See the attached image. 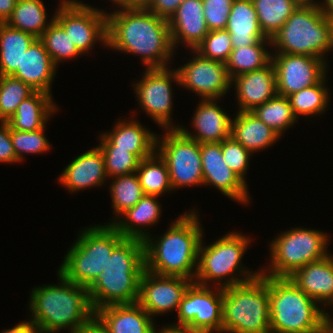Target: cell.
<instances>
[{"label":"cell","instance_id":"obj_16","mask_svg":"<svg viewBox=\"0 0 333 333\" xmlns=\"http://www.w3.org/2000/svg\"><path fill=\"white\" fill-rule=\"evenodd\" d=\"M277 94L288 97L319 83L328 74V62L309 55L272 53Z\"/></svg>","mask_w":333,"mask_h":333},{"label":"cell","instance_id":"obj_2","mask_svg":"<svg viewBox=\"0 0 333 333\" xmlns=\"http://www.w3.org/2000/svg\"><path fill=\"white\" fill-rule=\"evenodd\" d=\"M57 277L58 284H42L30 291L29 320L39 333H76L95 319L89 289L68 281L58 271Z\"/></svg>","mask_w":333,"mask_h":333},{"label":"cell","instance_id":"obj_38","mask_svg":"<svg viewBox=\"0 0 333 333\" xmlns=\"http://www.w3.org/2000/svg\"><path fill=\"white\" fill-rule=\"evenodd\" d=\"M251 112L281 137L288 128L298 122L288 97L279 94L255 107Z\"/></svg>","mask_w":333,"mask_h":333},{"label":"cell","instance_id":"obj_51","mask_svg":"<svg viewBox=\"0 0 333 333\" xmlns=\"http://www.w3.org/2000/svg\"><path fill=\"white\" fill-rule=\"evenodd\" d=\"M150 0H112V6L119 7H146ZM114 4V5H113Z\"/></svg>","mask_w":333,"mask_h":333},{"label":"cell","instance_id":"obj_8","mask_svg":"<svg viewBox=\"0 0 333 333\" xmlns=\"http://www.w3.org/2000/svg\"><path fill=\"white\" fill-rule=\"evenodd\" d=\"M222 333H271L268 276L223 289Z\"/></svg>","mask_w":333,"mask_h":333},{"label":"cell","instance_id":"obj_54","mask_svg":"<svg viewBox=\"0 0 333 333\" xmlns=\"http://www.w3.org/2000/svg\"><path fill=\"white\" fill-rule=\"evenodd\" d=\"M299 6H313L318 3L317 0H292Z\"/></svg>","mask_w":333,"mask_h":333},{"label":"cell","instance_id":"obj_36","mask_svg":"<svg viewBox=\"0 0 333 333\" xmlns=\"http://www.w3.org/2000/svg\"><path fill=\"white\" fill-rule=\"evenodd\" d=\"M109 192L111 195V206L113 208L112 219L104 224H113L124 212L134 207L137 202L145 195L140 185L136 172L115 176L109 179Z\"/></svg>","mask_w":333,"mask_h":333},{"label":"cell","instance_id":"obj_4","mask_svg":"<svg viewBox=\"0 0 333 333\" xmlns=\"http://www.w3.org/2000/svg\"><path fill=\"white\" fill-rule=\"evenodd\" d=\"M144 269L143 240L124 238L113 249L103 271L88 286L94 310L109 305L136 303Z\"/></svg>","mask_w":333,"mask_h":333},{"label":"cell","instance_id":"obj_14","mask_svg":"<svg viewBox=\"0 0 333 333\" xmlns=\"http://www.w3.org/2000/svg\"><path fill=\"white\" fill-rule=\"evenodd\" d=\"M58 5L55 20L82 55L90 53L97 42L107 47V12L104 9L79 0H60Z\"/></svg>","mask_w":333,"mask_h":333},{"label":"cell","instance_id":"obj_20","mask_svg":"<svg viewBox=\"0 0 333 333\" xmlns=\"http://www.w3.org/2000/svg\"><path fill=\"white\" fill-rule=\"evenodd\" d=\"M218 103L219 99H200L191 119L194 131L190 132L185 126L179 124L178 129L200 144L222 142L229 138L232 117Z\"/></svg>","mask_w":333,"mask_h":333},{"label":"cell","instance_id":"obj_32","mask_svg":"<svg viewBox=\"0 0 333 333\" xmlns=\"http://www.w3.org/2000/svg\"><path fill=\"white\" fill-rule=\"evenodd\" d=\"M47 15L43 0H17L6 24L40 38L55 19L53 15L48 20Z\"/></svg>","mask_w":333,"mask_h":333},{"label":"cell","instance_id":"obj_49","mask_svg":"<svg viewBox=\"0 0 333 333\" xmlns=\"http://www.w3.org/2000/svg\"><path fill=\"white\" fill-rule=\"evenodd\" d=\"M17 0H0V23H6L10 18Z\"/></svg>","mask_w":333,"mask_h":333},{"label":"cell","instance_id":"obj_19","mask_svg":"<svg viewBox=\"0 0 333 333\" xmlns=\"http://www.w3.org/2000/svg\"><path fill=\"white\" fill-rule=\"evenodd\" d=\"M57 183L70 193L100 187L107 183L108 176L101 149L96 146L81 153L63 169Z\"/></svg>","mask_w":333,"mask_h":333},{"label":"cell","instance_id":"obj_48","mask_svg":"<svg viewBox=\"0 0 333 333\" xmlns=\"http://www.w3.org/2000/svg\"><path fill=\"white\" fill-rule=\"evenodd\" d=\"M1 333H39V331L30 320H24L12 328L2 330Z\"/></svg>","mask_w":333,"mask_h":333},{"label":"cell","instance_id":"obj_22","mask_svg":"<svg viewBox=\"0 0 333 333\" xmlns=\"http://www.w3.org/2000/svg\"><path fill=\"white\" fill-rule=\"evenodd\" d=\"M203 9L202 0H183L168 20L175 51L180 44L194 50L208 34Z\"/></svg>","mask_w":333,"mask_h":333},{"label":"cell","instance_id":"obj_17","mask_svg":"<svg viewBox=\"0 0 333 333\" xmlns=\"http://www.w3.org/2000/svg\"><path fill=\"white\" fill-rule=\"evenodd\" d=\"M193 282L186 277L158 275L144 269L137 303L153 319L171 311L177 314L180 302Z\"/></svg>","mask_w":333,"mask_h":333},{"label":"cell","instance_id":"obj_30","mask_svg":"<svg viewBox=\"0 0 333 333\" xmlns=\"http://www.w3.org/2000/svg\"><path fill=\"white\" fill-rule=\"evenodd\" d=\"M55 103L53 95L35 91L19 104L15 114L6 122L10 129L20 131H35L44 128L51 116H55L59 110Z\"/></svg>","mask_w":333,"mask_h":333},{"label":"cell","instance_id":"obj_46","mask_svg":"<svg viewBox=\"0 0 333 333\" xmlns=\"http://www.w3.org/2000/svg\"><path fill=\"white\" fill-rule=\"evenodd\" d=\"M0 163H21L15 154L10 137V126L7 122L0 121Z\"/></svg>","mask_w":333,"mask_h":333},{"label":"cell","instance_id":"obj_45","mask_svg":"<svg viewBox=\"0 0 333 333\" xmlns=\"http://www.w3.org/2000/svg\"><path fill=\"white\" fill-rule=\"evenodd\" d=\"M234 0H202L203 14L209 31L226 29Z\"/></svg>","mask_w":333,"mask_h":333},{"label":"cell","instance_id":"obj_47","mask_svg":"<svg viewBox=\"0 0 333 333\" xmlns=\"http://www.w3.org/2000/svg\"><path fill=\"white\" fill-rule=\"evenodd\" d=\"M183 0H150L146 9L155 15L169 20Z\"/></svg>","mask_w":333,"mask_h":333},{"label":"cell","instance_id":"obj_7","mask_svg":"<svg viewBox=\"0 0 333 333\" xmlns=\"http://www.w3.org/2000/svg\"><path fill=\"white\" fill-rule=\"evenodd\" d=\"M58 267L68 281L88 287L105 268L113 249L124 239L112 224L81 229Z\"/></svg>","mask_w":333,"mask_h":333},{"label":"cell","instance_id":"obj_35","mask_svg":"<svg viewBox=\"0 0 333 333\" xmlns=\"http://www.w3.org/2000/svg\"><path fill=\"white\" fill-rule=\"evenodd\" d=\"M327 75L317 84L304 88L288 96L293 113L299 117L320 116L328 111L330 103L329 87H327Z\"/></svg>","mask_w":333,"mask_h":333},{"label":"cell","instance_id":"obj_13","mask_svg":"<svg viewBox=\"0 0 333 333\" xmlns=\"http://www.w3.org/2000/svg\"><path fill=\"white\" fill-rule=\"evenodd\" d=\"M152 68L143 70L140 80L133 82V91L138 106L161 129H178L174 124L173 84L180 87L179 74L176 68ZM172 111V112H171Z\"/></svg>","mask_w":333,"mask_h":333},{"label":"cell","instance_id":"obj_24","mask_svg":"<svg viewBox=\"0 0 333 333\" xmlns=\"http://www.w3.org/2000/svg\"><path fill=\"white\" fill-rule=\"evenodd\" d=\"M95 318L108 333H158L153 319L137 302L96 310Z\"/></svg>","mask_w":333,"mask_h":333},{"label":"cell","instance_id":"obj_9","mask_svg":"<svg viewBox=\"0 0 333 333\" xmlns=\"http://www.w3.org/2000/svg\"><path fill=\"white\" fill-rule=\"evenodd\" d=\"M331 37V18L317 4L298 6L271 38L272 53L309 55L328 61L326 54L331 50Z\"/></svg>","mask_w":333,"mask_h":333},{"label":"cell","instance_id":"obj_1","mask_svg":"<svg viewBox=\"0 0 333 333\" xmlns=\"http://www.w3.org/2000/svg\"><path fill=\"white\" fill-rule=\"evenodd\" d=\"M107 47L140 56L147 68L169 67L175 55L168 20L145 7H119L107 11Z\"/></svg>","mask_w":333,"mask_h":333},{"label":"cell","instance_id":"obj_18","mask_svg":"<svg viewBox=\"0 0 333 333\" xmlns=\"http://www.w3.org/2000/svg\"><path fill=\"white\" fill-rule=\"evenodd\" d=\"M203 186L218 189L227 198L247 205L251 202L248 185L225 163L221 142L201 144Z\"/></svg>","mask_w":333,"mask_h":333},{"label":"cell","instance_id":"obj_43","mask_svg":"<svg viewBox=\"0 0 333 333\" xmlns=\"http://www.w3.org/2000/svg\"><path fill=\"white\" fill-rule=\"evenodd\" d=\"M232 42L226 29L209 31L194 49L202 57L226 63L232 51Z\"/></svg>","mask_w":333,"mask_h":333},{"label":"cell","instance_id":"obj_52","mask_svg":"<svg viewBox=\"0 0 333 333\" xmlns=\"http://www.w3.org/2000/svg\"><path fill=\"white\" fill-rule=\"evenodd\" d=\"M317 6L325 16L333 17V0H318Z\"/></svg>","mask_w":333,"mask_h":333},{"label":"cell","instance_id":"obj_40","mask_svg":"<svg viewBox=\"0 0 333 333\" xmlns=\"http://www.w3.org/2000/svg\"><path fill=\"white\" fill-rule=\"evenodd\" d=\"M98 147L102 151L108 178L127 175L137 171L141 161L135 154L127 150L117 149L102 133L98 137Z\"/></svg>","mask_w":333,"mask_h":333},{"label":"cell","instance_id":"obj_50","mask_svg":"<svg viewBox=\"0 0 333 333\" xmlns=\"http://www.w3.org/2000/svg\"><path fill=\"white\" fill-rule=\"evenodd\" d=\"M76 333H108L101 323L95 318Z\"/></svg>","mask_w":333,"mask_h":333},{"label":"cell","instance_id":"obj_44","mask_svg":"<svg viewBox=\"0 0 333 333\" xmlns=\"http://www.w3.org/2000/svg\"><path fill=\"white\" fill-rule=\"evenodd\" d=\"M221 151L227 166L248 185L246 175L253 154L231 136L221 142Z\"/></svg>","mask_w":333,"mask_h":333},{"label":"cell","instance_id":"obj_28","mask_svg":"<svg viewBox=\"0 0 333 333\" xmlns=\"http://www.w3.org/2000/svg\"><path fill=\"white\" fill-rule=\"evenodd\" d=\"M230 136L252 154L262 152L281 139L251 111H237L231 120Z\"/></svg>","mask_w":333,"mask_h":333},{"label":"cell","instance_id":"obj_57","mask_svg":"<svg viewBox=\"0 0 333 333\" xmlns=\"http://www.w3.org/2000/svg\"><path fill=\"white\" fill-rule=\"evenodd\" d=\"M330 322L333 324L332 312H331V314H330Z\"/></svg>","mask_w":333,"mask_h":333},{"label":"cell","instance_id":"obj_29","mask_svg":"<svg viewBox=\"0 0 333 333\" xmlns=\"http://www.w3.org/2000/svg\"><path fill=\"white\" fill-rule=\"evenodd\" d=\"M226 30L230 34L233 48L250 46L261 40H271L261 30L251 0L233 1Z\"/></svg>","mask_w":333,"mask_h":333},{"label":"cell","instance_id":"obj_25","mask_svg":"<svg viewBox=\"0 0 333 333\" xmlns=\"http://www.w3.org/2000/svg\"><path fill=\"white\" fill-rule=\"evenodd\" d=\"M57 70L43 42L37 38L24 52L21 65L11 76L22 80L35 91L52 95V82Z\"/></svg>","mask_w":333,"mask_h":333},{"label":"cell","instance_id":"obj_3","mask_svg":"<svg viewBox=\"0 0 333 333\" xmlns=\"http://www.w3.org/2000/svg\"><path fill=\"white\" fill-rule=\"evenodd\" d=\"M199 212L194 208L172 220L162 235L144 242L145 269L158 274L186 277L194 281L198 249L203 237Z\"/></svg>","mask_w":333,"mask_h":333},{"label":"cell","instance_id":"obj_11","mask_svg":"<svg viewBox=\"0 0 333 333\" xmlns=\"http://www.w3.org/2000/svg\"><path fill=\"white\" fill-rule=\"evenodd\" d=\"M157 134L156 151L165 160L173 190L203 186L201 144L179 129H162Z\"/></svg>","mask_w":333,"mask_h":333},{"label":"cell","instance_id":"obj_6","mask_svg":"<svg viewBox=\"0 0 333 333\" xmlns=\"http://www.w3.org/2000/svg\"><path fill=\"white\" fill-rule=\"evenodd\" d=\"M271 333H314L330 321V313L288 277L268 276Z\"/></svg>","mask_w":333,"mask_h":333},{"label":"cell","instance_id":"obj_37","mask_svg":"<svg viewBox=\"0 0 333 333\" xmlns=\"http://www.w3.org/2000/svg\"><path fill=\"white\" fill-rule=\"evenodd\" d=\"M264 35L271 39L298 8L292 0H251Z\"/></svg>","mask_w":333,"mask_h":333},{"label":"cell","instance_id":"obj_53","mask_svg":"<svg viewBox=\"0 0 333 333\" xmlns=\"http://www.w3.org/2000/svg\"><path fill=\"white\" fill-rule=\"evenodd\" d=\"M158 333H193V332H187L184 330H174L162 325V327L159 328Z\"/></svg>","mask_w":333,"mask_h":333},{"label":"cell","instance_id":"obj_34","mask_svg":"<svg viewBox=\"0 0 333 333\" xmlns=\"http://www.w3.org/2000/svg\"><path fill=\"white\" fill-rule=\"evenodd\" d=\"M136 173L144 194L161 197L173 191L167 164L157 151L139 162Z\"/></svg>","mask_w":333,"mask_h":333},{"label":"cell","instance_id":"obj_27","mask_svg":"<svg viewBox=\"0 0 333 333\" xmlns=\"http://www.w3.org/2000/svg\"><path fill=\"white\" fill-rule=\"evenodd\" d=\"M158 198L145 194L134 207L124 212L112 225L124 238H137L144 241L151 235L149 227L157 225L162 215V204L159 203Z\"/></svg>","mask_w":333,"mask_h":333},{"label":"cell","instance_id":"obj_55","mask_svg":"<svg viewBox=\"0 0 333 333\" xmlns=\"http://www.w3.org/2000/svg\"><path fill=\"white\" fill-rule=\"evenodd\" d=\"M314 333H333V324L329 321L320 330H318Z\"/></svg>","mask_w":333,"mask_h":333},{"label":"cell","instance_id":"obj_41","mask_svg":"<svg viewBox=\"0 0 333 333\" xmlns=\"http://www.w3.org/2000/svg\"><path fill=\"white\" fill-rule=\"evenodd\" d=\"M35 90L11 75H0V121L6 122Z\"/></svg>","mask_w":333,"mask_h":333},{"label":"cell","instance_id":"obj_39","mask_svg":"<svg viewBox=\"0 0 333 333\" xmlns=\"http://www.w3.org/2000/svg\"><path fill=\"white\" fill-rule=\"evenodd\" d=\"M39 39L43 42L46 51L57 68L61 62L78 58L82 55L69 36H67L66 31L55 19Z\"/></svg>","mask_w":333,"mask_h":333},{"label":"cell","instance_id":"obj_5","mask_svg":"<svg viewBox=\"0 0 333 333\" xmlns=\"http://www.w3.org/2000/svg\"><path fill=\"white\" fill-rule=\"evenodd\" d=\"M237 231L228 232L209 245L204 234L198 249V265L194 282L202 286L227 288L255 279L261 274L250 270L242 259L252 238ZM236 274V275H235ZM242 276V277H241ZM212 283V284H211Z\"/></svg>","mask_w":333,"mask_h":333},{"label":"cell","instance_id":"obj_31","mask_svg":"<svg viewBox=\"0 0 333 333\" xmlns=\"http://www.w3.org/2000/svg\"><path fill=\"white\" fill-rule=\"evenodd\" d=\"M37 38L6 23H0V75H12L24 52Z\"/></svg>","mask_w":333,"mask_h":333},{"label":"cell","instance_id":"obj_15","mask_svg":"<svg viewBox=\"0 0 333 333\" xmlns=\"http://www.w3.org/2000/svg\"><path fill=\"white\" fill-rule=\"evenodd\" d=\"M192 58L177 69L180 87L192 91L201 100L223 98L231 87L226 63L202 57L190 50Z\"/></svg>","mask_w":333,"mask_h":333},{"label":"cell","instance_id":"obj_21","mask_svg":"<svg viewBox=\"0 0 333 333\" xmlns=\"http://www.w3.org/2000/svg\"><path fill=\"white\" fill-rule=\"evenodd\" d=\"M238 111H252L277 94L275 68L270 62L264 68L240 74L231 79Z\"/></svg>","mask_w":333,"mask_h":333},{"label":"cell","instance_id":"obj_33","mask_svg":"<svg viewBox=\"0 0 333 333\" xmlns=\"http://www.w3.org/2000/svg\"><path fill=\"white\" fill-rule=\"evenodd\" d=\"M271 40H261L250 46L233 48L226 68L230 79L254 70L264 68L271 62Z\"/></svg>","mask_w":333,"mask_h":333},{"label":"cell","instance_id":"obj_42","mask_svg":"<svg viewBox=\"0 0 333 333\" xmlns=\"http://www.w3.org/2000/svg\"><path fill=\"white\" fill-rule=\"evenodd\" d=\"M44 128L35 131H20L10 129V137L12 144L14 146L15 154L17 159L22 162L25 160V155H39L45 152H49L50 148L53 146L45 136Z\"/></svg>","mask_w":333,"mask_h":333},{"label":"cell","instance_id":"obj_23","mask_svg":"<svg viewBox=\"0 0 333 333\" xmlns=\"http://www.w3.org/2000/svg\"><path fill=\"white\" fill-rule=\"evenodd\" d=\"M288 278L325 311L333 308V254L308 263Z\"/></svg>","mask_w":333,"mask_h":333},{"label":"cell","instance_id":"obj_10","mask_svg":"<svg viewBox=\"0 0 333 333\" xmlns=\"http://www.w3.org/2000/svg\"><path fill=\"white\" fill-rule=\"evenodd\" d=\"M326 232L317 229L294 227L280 232L269 247V265L260 268L261 274L271 277H289L297 269L332 254L328 250ZM330 252V253H329ZM266 267V268H265Z\"/></svg>","mask_w":333,"mask_h":333},{"label":"cell","instance_id":"obj_56","mask_svg":"<svg viewBox=\"0 0 333 333\" xmlns=\"http://www.w3.org/2000/svg\"><path fill=\"white\" fill-rule=\"evenodd\" d=\"M331 21H332V37H331V50H330V52L333 51V17L331 18Z\"/></svg>","mask_w":333,"mask_h":333},{"label":"cell","instance_id":"obj_26","mask_svg":"<svg viewBox=\"0 0 333 333\" xmlns=\"http://www.w3.org/2000/svg\"><path fill=\"white\" fill-rule=\"evenodd\" d=\"M136 117L133 113L127 119L119 118L110 132L102 134L117 149L127 150L142 160L156 151L157 133L147 129Z\"/></svg>","mask_w":333,"mask_h":333},{"label":"cell","instance_id":"obj_12","mask_svg":"<svg viewBox=\"0 0 333 333\" xmlns=\"http://www.w3.org/2000/svg\"><path fill=\"white\" fill-rule=\"evenodd\" d=\"M223 288L193 282L180 302L177 323L165 325L193 333H222Z\"/></svg>","mask_w":333,"mask_h":333}]
</instances>
